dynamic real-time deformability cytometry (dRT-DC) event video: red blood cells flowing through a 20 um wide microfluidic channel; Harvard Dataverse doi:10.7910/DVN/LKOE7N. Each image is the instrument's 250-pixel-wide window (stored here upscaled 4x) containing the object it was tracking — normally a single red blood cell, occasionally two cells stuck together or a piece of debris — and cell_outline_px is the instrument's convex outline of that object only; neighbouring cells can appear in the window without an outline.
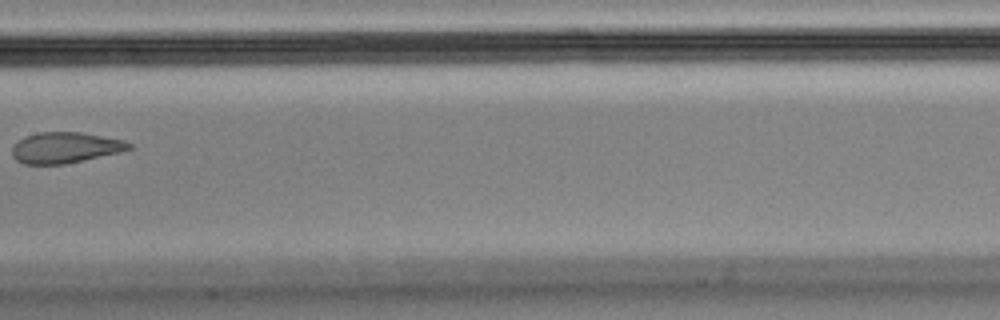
{"species": "Egyptian fruit bat (a non-hibernating species)", "species_latin": "Rousettus aegyptiacus", "temperature_condition": "cold", "stored_images_in_passage": 10, "camera_frame_rate_fps": 3000, "um_per_image_px": 0.085, "animal": {"sex": "male"}, "frame": {"image": 1, "passage_image": 4, "time_ms": 1.0, "image_size_px": [1000, 320], "cell_outline_px": [[132, 148], [120, 152], [64, 164], [24, 164], [16, 160], [12, 156], [12, 148], [20, 140], [28, 136], [40, 132], [80, 132], [124, 140], [132, 144]], "centroid_in_image_um": [5.55, 12.55], "position_along_channel_um": 201.8, "area_um2": 20.75}}
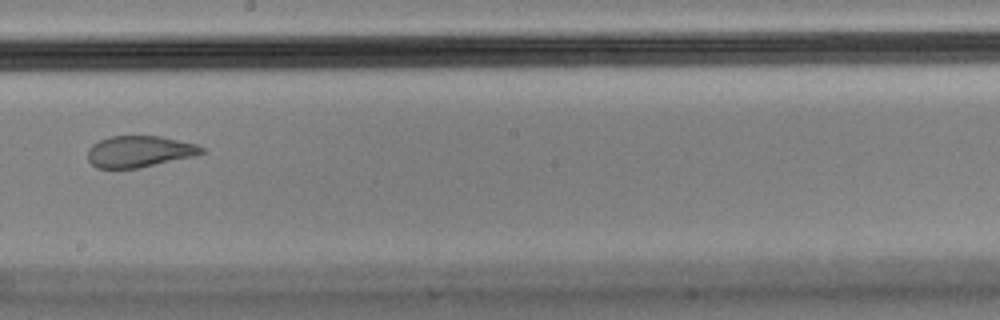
{"frame": {"image": 2, "passage_image": 5, "time_ms": 1.333, "image_size_px": [1000, 320], "cell_outline_px": [[204, 152], [192, 156], [140, 168], [96, 168], [88, 160], [88, 148], [92, 144], [108, 136], [160, 136], [196, 144], [204, 148]], "centroid_in_image_um": [11.81, 12.87], "position_along_channel_um": 236.4, "area_um2": 20.75}}